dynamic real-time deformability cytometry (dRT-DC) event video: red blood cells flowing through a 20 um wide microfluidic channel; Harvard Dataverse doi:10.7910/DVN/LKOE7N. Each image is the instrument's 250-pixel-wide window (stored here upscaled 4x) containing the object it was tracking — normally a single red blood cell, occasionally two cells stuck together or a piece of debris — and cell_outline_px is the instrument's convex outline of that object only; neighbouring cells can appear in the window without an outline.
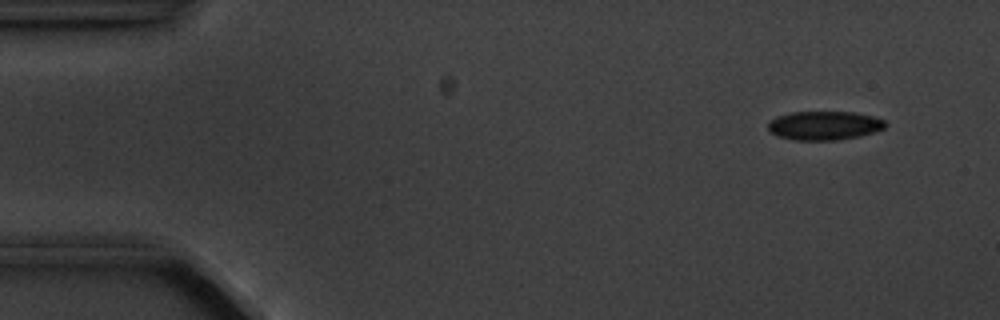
{"species": "common noctule bat (a hibernating species)", "species_latin": "Nyctalus noctula", "temperature_condition": "cold", "stored_images_in_passage": 4, "camera_frame_rate_fps": 3000, "um_per_image_px": 0.085, "animal": {"sex": "male", "body_mass_g": 20.1, "forearm_length_mm": 53.5}, "frame": {"image": 1, "passage_image": 1, "time_ms": 0.0, "image_size_px": [1000, 320], "cell_outline_px": [[888, 124], [884, 128], [860, 136], [840, 140], [796, 140], [780, 136], [772, 132], [768, 128], [768, 124], [776, 116], [792, 112], [852, 112], [872, 116], [884, 120]], "centroid_in_image_um": [70.09, 10.67], "position_along_channel_um": 14.9, "area_um2": 19.54}}